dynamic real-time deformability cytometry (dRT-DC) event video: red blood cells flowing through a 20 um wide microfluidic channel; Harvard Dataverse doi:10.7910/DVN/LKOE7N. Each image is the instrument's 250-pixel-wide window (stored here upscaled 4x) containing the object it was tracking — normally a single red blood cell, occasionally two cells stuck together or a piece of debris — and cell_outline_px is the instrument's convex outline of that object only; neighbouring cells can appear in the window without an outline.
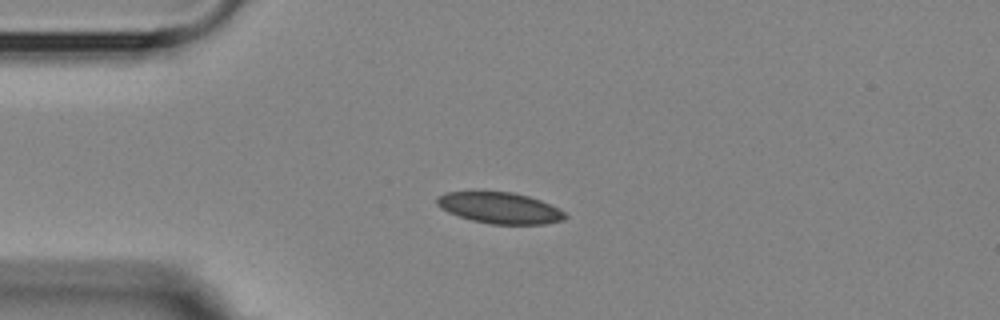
{"species": "Egyptian fruit bat (a non-hibernating species)", "species_latin": "Rousettus aegyptiacus", "temperature_condition": "room temperature", "stored_images_in_passage": 8, "camera_frame_rate_fps": 3000, "um_per_image_px": 0.085, "animal": {"sex": "female"}, "frame": {"image": 1, "passage_image": 4, "time_ms": 3.333, "image_size_px": [1000, 320], "cell_outline_px": [[568, 216], [564, 220], [544, 224], [492, 224], [472, 220], [448, 212], [440, 208], [436, 204], [436, 196], [444, 192], [512, 192], [528, 196], [540, 200], [564, 212]], "centroid_in_image_um": [42.45, 17.67], "position_along_channel_um": 42.5, "area_um2": 23.12}}
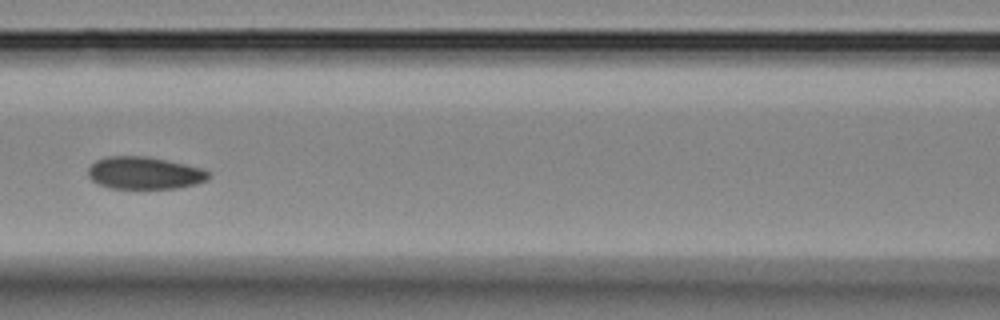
{"frame": {"image": 2, "passage_image": 7, "time_ms": 7.0, "image_size_px": [1000, 320], "cell_outline_px": [[212, 176], [208, 180], [196, 184], [176, 188], [108, 188], [96, 184], [88, 176], [88, 168], [96, 160], [104, 156], [148, 156], [168, 160], [204, 168], [212, 172]], "centroid_in_image_um": [12.31, 14.7], "position_along_channel_um": 154.3, "area_um2": 23.18}}
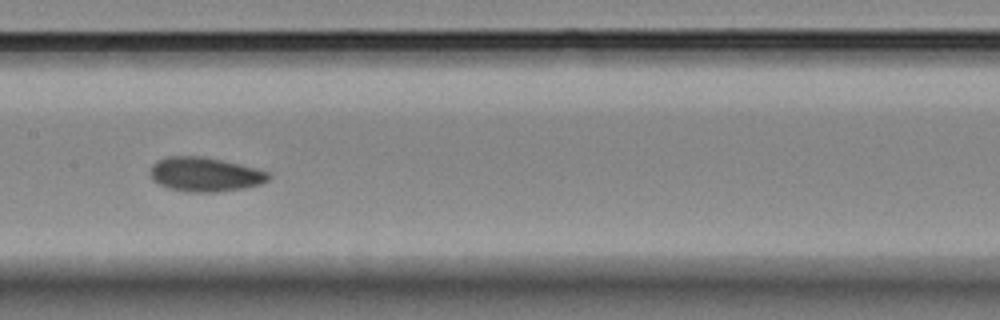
{"frame": {"image": 3, "passage_image": 8, "time_ms": 8.0, "image_size_px": [1000, 320], "cell_outline_px": [[272, 176], [268, 180], [260, 184], [244, 188], [216, 192], [188, 192], [168, 188], [152, 180], [148, 172], [152, 164], [156, 160], [168, 156], [204, 156], [224, 160], [256, 168], [268, 172]], "centroid_in_image_um": [17.4, 14.81], "position_along_channel_um": 190.0, "area_um2": 23.93}}